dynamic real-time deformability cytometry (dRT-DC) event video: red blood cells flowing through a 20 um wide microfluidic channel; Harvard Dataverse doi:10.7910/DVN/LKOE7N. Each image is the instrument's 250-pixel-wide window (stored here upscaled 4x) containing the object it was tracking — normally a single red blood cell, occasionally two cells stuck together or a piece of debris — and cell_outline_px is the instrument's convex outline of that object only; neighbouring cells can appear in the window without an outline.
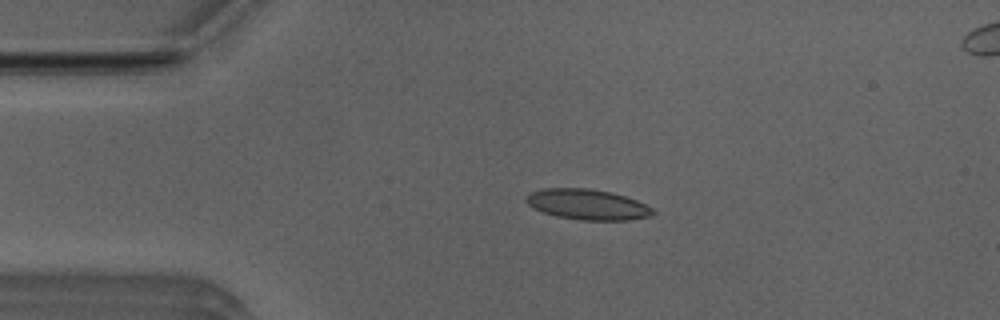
{"species": "Egyptian fruit bat (a non-hibernating species)", "species_latin": "Rousettus aegyptiacus", "temperature_condition": "room temperature", "stored_images_in_passage": 53, "segment_of_instrument_passage": [1, 2], "camera_frame_rate_fps": 3000, "um_per_image_px": 0.085, "animal": {"sex": "male"}, "frame": {"image": 1, "passage_image": 11, "time_ms": 3.333, "image_size_px": [1000, 320], "cell_outline_px": [[656, 212], [652, 216], [628, 220], [580, 220], [556, 216], [544, 212], [528, 204], [524, 200], [524, 196], [528, 192], [544, 188], [588, 188], [608, 192], [624, 196], [636, 200], [652, 208]], "centroid_in_image_um": [49.91, 17.38], "position_along_channel_um": 35.1, "area_um2": 22.48}}
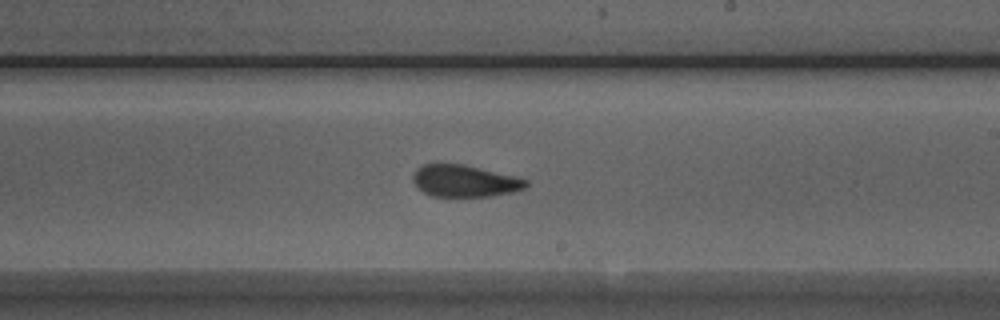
{"frame": {"image": 2, "passage_image": 30, "time_ms": 9.667, "image_size_px": [1000, 320], "cell_outline_px": [[528, 184], [524, 188], [512, 192], [492, 196], [432, 196], [416, 188], [412, 180], [412, 176], [416, 168], [420, 164], [436, 160], [464, 164], [516, 176], [528, 180]], "centroid_in_image_um": [39.4, 15.33], "position_along_channel_um": 249.6, "area_um2": 21.79}}
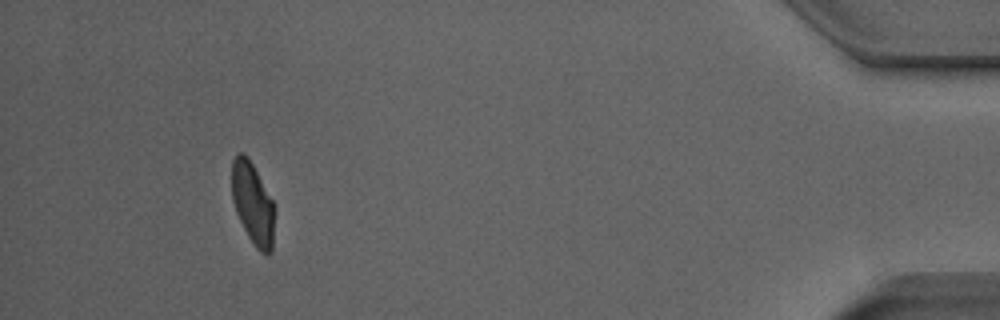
{"frame": {"image": 3, "passage_image": 48, "time_ms": 15.667, "image_size_px": [1000, 320], "cell_outline_px": [[276, 208], [272, 252], [268, 256], [264, 256], [256, 248], [248, 236], [236, 212], [232, 200], [232, 160], [236, 152], [244, 152], [248, 156], [272, 200]], "centroid_in_image_um": [21.51, 17.32], "position_along_channel_um": 413.7, "area_um2": 20.81}}